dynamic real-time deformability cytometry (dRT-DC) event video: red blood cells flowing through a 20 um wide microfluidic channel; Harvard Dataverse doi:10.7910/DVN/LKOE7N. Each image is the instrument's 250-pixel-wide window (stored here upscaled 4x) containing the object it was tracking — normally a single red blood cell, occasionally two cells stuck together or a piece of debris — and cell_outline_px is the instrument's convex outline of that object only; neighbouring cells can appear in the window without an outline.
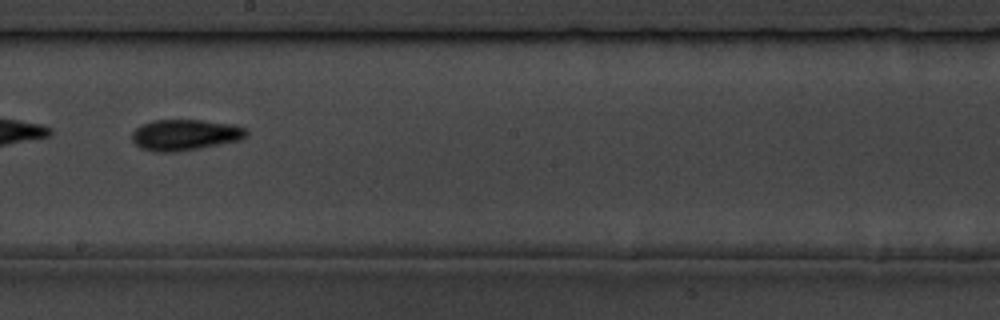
{"species": "common noctule bat (a hibernating species)", "species_latin": "Nyctalus noctula", "temperature_condition": "room temperature", "stored_images_in_passage": 9, "camera_frame_rate_fps": 3000, "um_per_image_px": 0.085, "animal": {"sex": "male", "body_mass_g": 19.5, "forearm_length_mm": 54.6}, "frame": {"image": 1, "passage_image": 7, "time_ms": 7.0, "image_size_px": [1000, 320], "cell_outline_px": [[248, 136], [240, 140], [200, 148], [176, 152], [152, 152], [140, 148], [132, 140], [132, 132], [140, 124], [152, 120], [200, 120], [236, 124], [244, 128], [248, 132]], "centroid_in_image_um": [15.72, 11.46], "position_along_channel_um": 232.5, "area_um2": 20.92}}
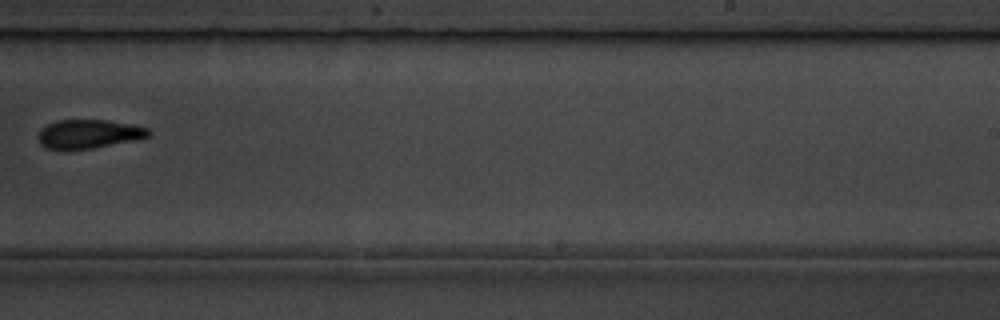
{"frame": {"image": 2, "passage_image": 8, "time_ms": 8.333, "image_size_px": [1000, 320], "cell_outline_px": [[152, 132], [148, 136], [136, 140], [92, 148], [44, 148], [40, 144], [36, 136], [40, 128], [56, 120], [108, 120], [132, 124], [148, 128]], "centroid_in_image_um": [7.53, 11.36], "position_along_channel_um": 281.5, "area_um2": 18.5}}